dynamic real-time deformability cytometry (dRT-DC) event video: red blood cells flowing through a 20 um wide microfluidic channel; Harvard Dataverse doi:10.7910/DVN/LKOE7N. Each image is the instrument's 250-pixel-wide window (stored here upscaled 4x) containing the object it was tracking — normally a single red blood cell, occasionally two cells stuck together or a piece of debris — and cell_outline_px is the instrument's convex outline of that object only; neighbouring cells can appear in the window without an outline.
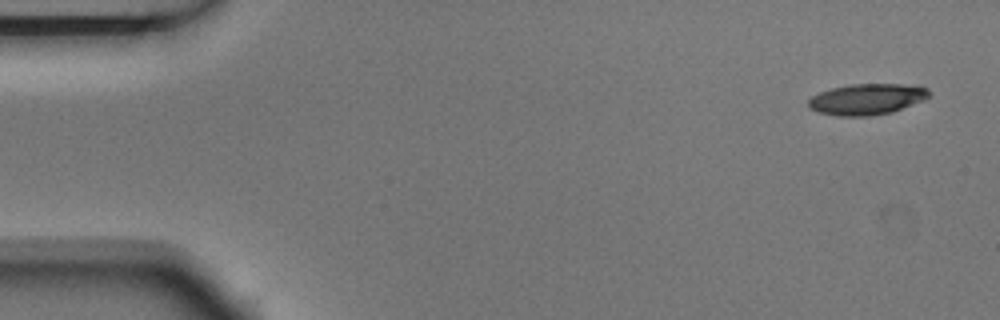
{"species": "Egyptian fruit bat (a non-hibernating species)", "species_latin": "Rousettus aegyptiacus", "temperature_condition": "room temperature", "stored_images_in_passage": 3, "camera_frame_rate_fps": 3000, "um_per_image_px": 0.085, "animal": {"sex": "male"}, "frame": {"image": 1, "passage_image": 1, "time_ms": 0.0, "image_size_px": [1000, 320], "cell_outline_px": [[928, 96], [924, 100], [892, 112], [868, 116], [836, 116], [820, 112], [812, 108], [808, 104], [808, 100], [812, 96], [820, 92], [832, 88], [848, 84], [920, 84], [928, 88]], "centroid_in_image_um": [73.72, 8.41], "position_along_channel_um": 11.3, "area_um2": 21.85}}